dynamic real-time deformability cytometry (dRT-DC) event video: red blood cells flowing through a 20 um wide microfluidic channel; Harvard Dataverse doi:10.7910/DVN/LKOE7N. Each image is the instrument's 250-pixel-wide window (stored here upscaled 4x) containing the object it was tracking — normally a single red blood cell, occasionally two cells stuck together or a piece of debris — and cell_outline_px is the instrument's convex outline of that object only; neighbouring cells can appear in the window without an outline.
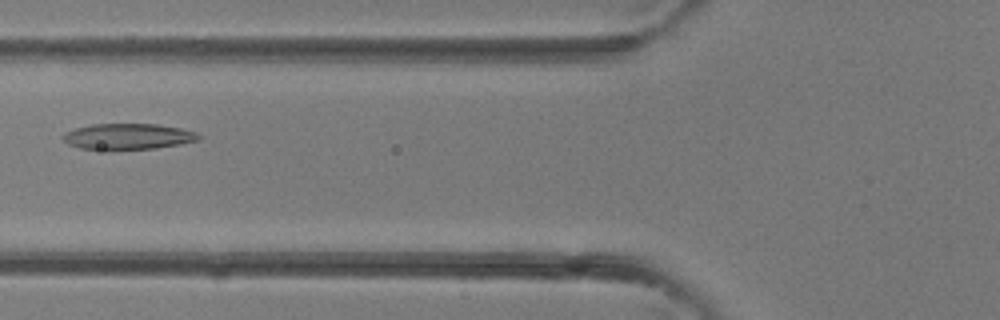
{"species": "common noctule bat (a hibernating species)", "species_latin": "Nyctalus noctula", "temperature_condition": "room temperature", "stored_images_in_passage": 31, "camera_frame_rate_fps": 3000, "um_per_image_px": 0.085, "animal": {"sex": "female"}, "frame": {"image": 1, "passage_image": 15, "time_ms": 4.667, "image_size_px": [1000, 320], "cell_outline_px": [[200, 140], [180, 144], [156, 148], [80, 148], [68, 144], [60, 136], [64, 132], [76, 128], [92, 124], [156, 124], [180, 128], [196, 132], [200, 136]], "centroid_in_image_um": [10.88, 11.58], "position_along_channel_um": 114.9, "area_um2": 20.06}}
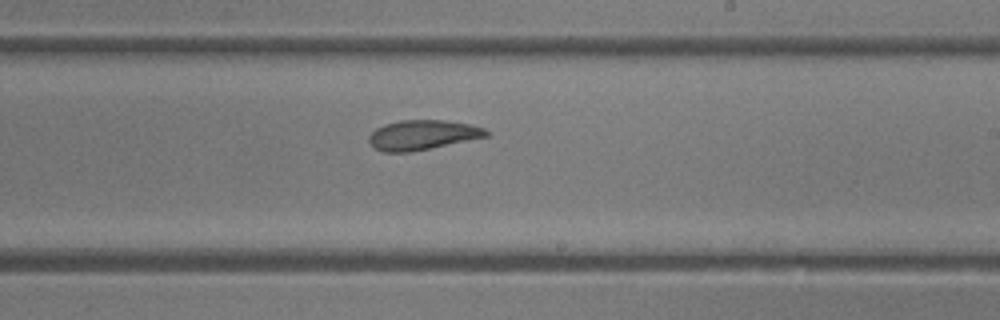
{"frame": {"image": 2, "passage_image": 23, "time_ms": 7.333, "image_size_px": [1000, 320], "cell_outline_px": [[488, 136], [412, 152], [384, 152], [376, 148], [368, 140], [368, 136], [376, 128], [384, 124], [400, 120], [444, 120], [468, 124], [484, 128], [488, 132]], "centroid_in_image_um": [35.89, 11.47], "position_along_channel_um": 253.1, "area_um2": 20.17}}
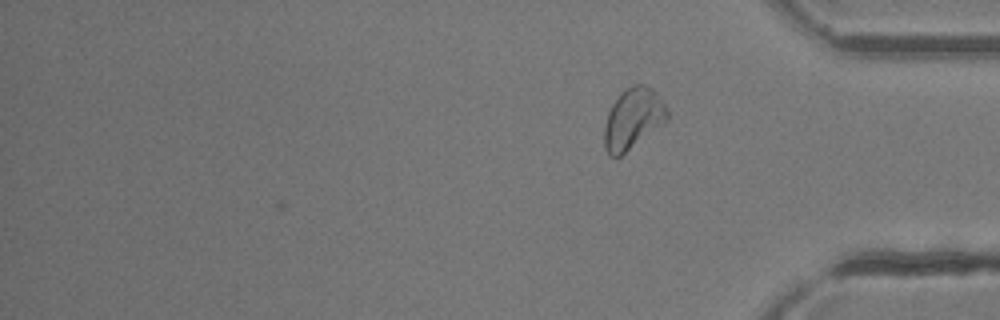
{"frame": {"image": 3, "passage_image": 31, "time_ms": 10.0, "image_size_px": [1000, 320], "cell_outline_px": [[668, 120], [620, 156], [612, 156], [604, 148], [604, 124], [608, 112], [612, 104], [620, 92], [624, 88], [632, 84], [648, 84], [660, 96], [668, 112]], "centroid_in_image_um": [53.8, 10.03], "position_along_channel_um": 381.4, "area_um2": 22.37}}